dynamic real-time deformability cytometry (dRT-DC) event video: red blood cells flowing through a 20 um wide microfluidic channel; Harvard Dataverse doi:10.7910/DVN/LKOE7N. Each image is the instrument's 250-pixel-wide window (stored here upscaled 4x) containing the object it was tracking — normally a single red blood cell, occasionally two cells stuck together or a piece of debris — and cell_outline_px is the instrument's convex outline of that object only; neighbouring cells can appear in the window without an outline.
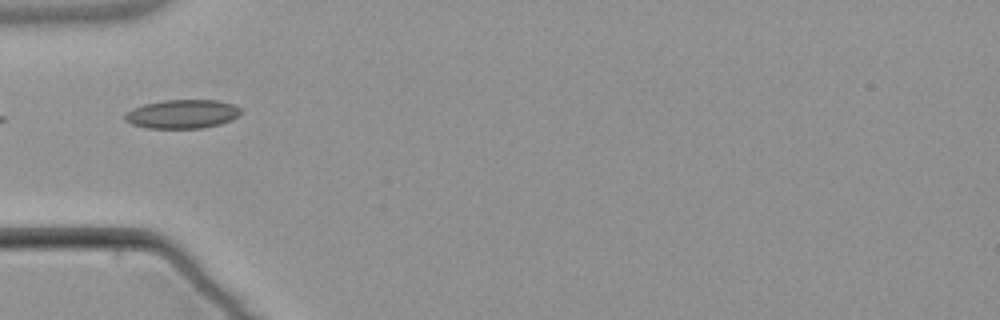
{"species": "common noctule bat (a hibernating species)", "species_latin": "Nyctalus noctula", "temperature_condition": "warm", "stored_images_in_passage": 4, "camera_frame_rate_fps": 3000, "um_per_image_px": 0.085, "animal": {"sex": "male", "body_mass_g": 21.5, "forearm_length_mm": 52.0}, "frame": {"image": 1, "passage_image": 4, "time_ms": 3.667, "image_size_px": [1000, 320], "cell_outline_px": [[240, 112], [232, 120], [220, 124], [200, 128], [148, 128], [132, 124], [124, 120], [124, 112], [132, 108], [144, 104], [164, 100], [220, 100], [232, 104], [240, 108]], "centroid_in_image_um": [15.45, 9.69], "position_along_channel_um": 69.5, "area_um2": 19.48}}